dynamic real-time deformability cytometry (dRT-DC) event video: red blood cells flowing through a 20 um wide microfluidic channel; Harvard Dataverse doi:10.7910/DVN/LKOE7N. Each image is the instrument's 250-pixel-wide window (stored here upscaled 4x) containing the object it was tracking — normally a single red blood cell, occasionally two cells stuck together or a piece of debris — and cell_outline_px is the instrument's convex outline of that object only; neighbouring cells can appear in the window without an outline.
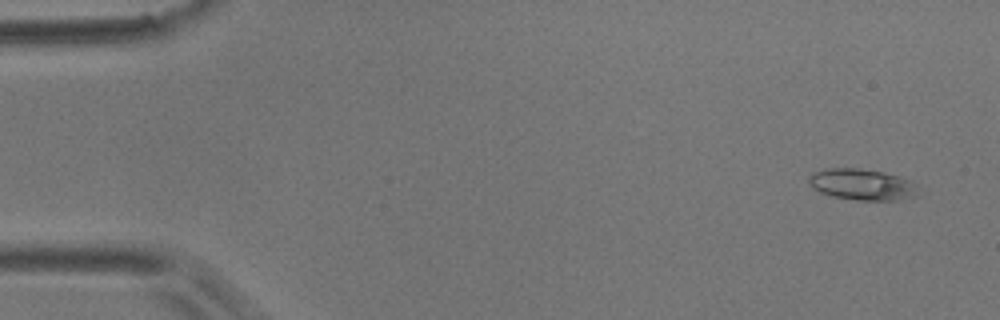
{"species": "common noctule bat (a hibernating species)", "species_latin": "Nyctalus noctula", "temperature_condition": "room temperature", "stored_images_in_passage": 5, "camera_frame_rate_fps": 3000, "um_per_image_px": 0.085, "animal": {"sex": "male", "body_mass_g": 17.9}, "frame": {"image": 1, "passage_image": 1, "time_ms": 0.0, "image_size_px": [1000, 320], "cell_outline_px": [[916, 184], [912, 196], [896, 200], [856, 200], [832, 196], [820, 192], [812, 188], [808, 180], [808, 176], [812, 172], [828, 168], [860, 168], [880, 172], [912, 180]], "centroid_in_image_um": [73.18, 15.67], "position_along_channel_um": 11.8, "area_um2": 19.59}}
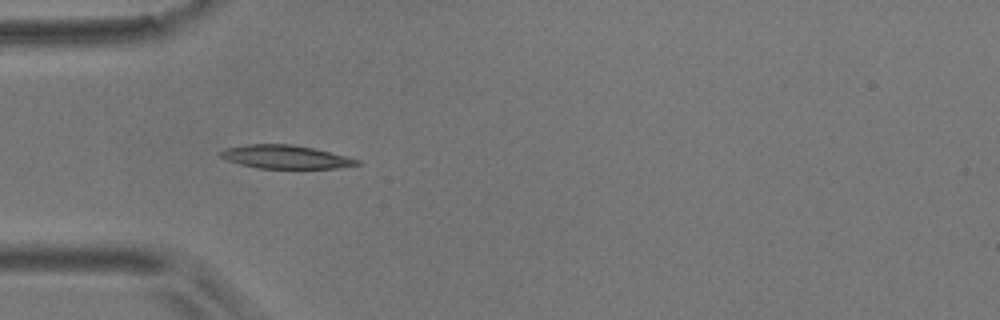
{"frame": {"image": 2, "passage_image": 5, "time_ms": 1.333, "image_size_px": [1000, 320], "cell_outline_px": [[364, 164], [340, 168], [256, 168], [240, 164], [228, 160], [220, 156], [216, 152], [224, 148], [244, 144], [292, 144], [312, 148], [360, 160]], "centroid_in_image_um": [24.23, 13.33], "position_along_channel_um": 60.8, "area_um2": 18.67}}